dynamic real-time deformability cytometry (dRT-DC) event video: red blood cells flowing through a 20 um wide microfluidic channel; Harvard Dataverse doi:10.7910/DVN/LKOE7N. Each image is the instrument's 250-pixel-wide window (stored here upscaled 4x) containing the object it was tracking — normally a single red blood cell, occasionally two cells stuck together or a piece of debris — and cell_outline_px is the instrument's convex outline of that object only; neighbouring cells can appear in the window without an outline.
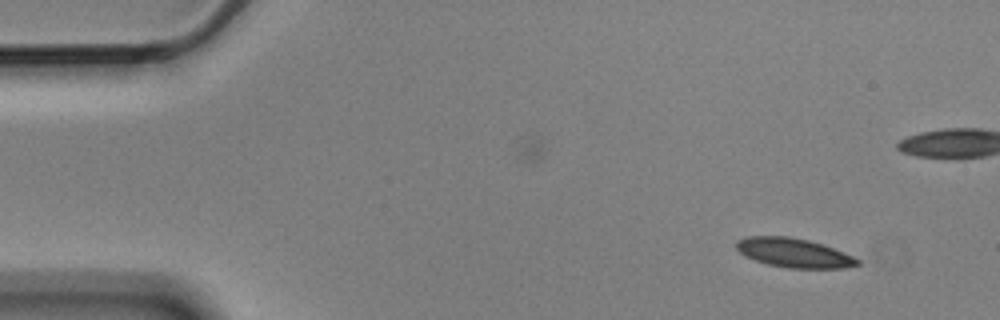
{"species": "Egyptian fruit bat (a non-hibernating species)", "species_latin": "Rousettus aegyptiacus", "temperature_condition": "cold", "stored_images_in_passage": 5, "camera_frame_rate_fps": 3000, "um_per_image_px": 0.085, "animal": {"sex": "male"}, "frame": {"image": 1, "passage_image": 1, "time_ms": 0.0, "image_size_px": [1000, 320], "cell_outline_px": [[860, 264], [844, 268], [788, 268], [768, 264], [744, 256], [736, 248], [736, 240], [748, 236], [788, 236], [808, 240], [844, 252], [860, 260]], "centroid_in_image_um": [67.45, 21.49], "position_along_channel_um": 17.5, "area_um2": 20.46}}